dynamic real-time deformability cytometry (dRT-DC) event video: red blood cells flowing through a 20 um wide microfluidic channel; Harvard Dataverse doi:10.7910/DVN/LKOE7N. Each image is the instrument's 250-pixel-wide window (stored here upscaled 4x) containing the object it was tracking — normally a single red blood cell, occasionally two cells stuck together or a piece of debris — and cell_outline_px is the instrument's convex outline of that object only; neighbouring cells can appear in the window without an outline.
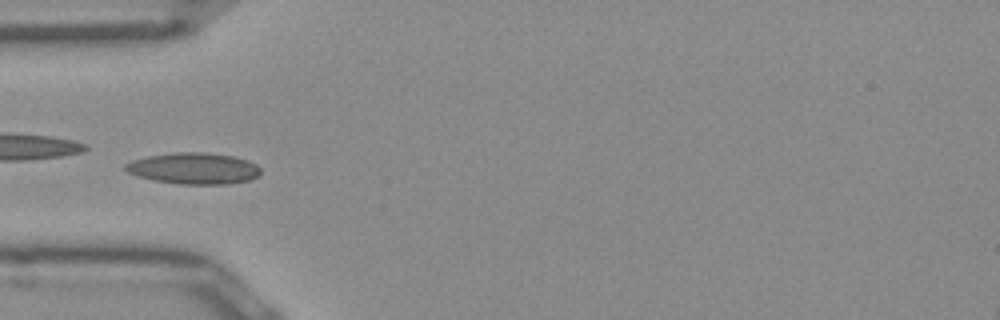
{"species": "Egyptian fruit bat (a non-hibernating species)", "species_latin": "Rousettus aegyptiacus", "temperature_condition": "room temperature", "stored_images_in_passage": 37, "camera_frame_rate_fps": 3000, "um_per_image_px": 0.085, "frame": {"image": 1, "passage_image": 2, "time_ms": 0.333, "image_size_px": [1000, 320], "cell_outline_px": [[260, 172], [256, 176], [248, 180], [224, 184], [180, 184], [152, 180], [128, 172], [124, 168], [124, 164], [132, 160], [148, 156], [176, 152], [200, 152], [232, 156], [248, 160], [256, 164], [260, 168]], "centroid_in_image_um": [16.45, 14.31], "position_along_channel_um": 68.6, "area_um2": 24.45}}
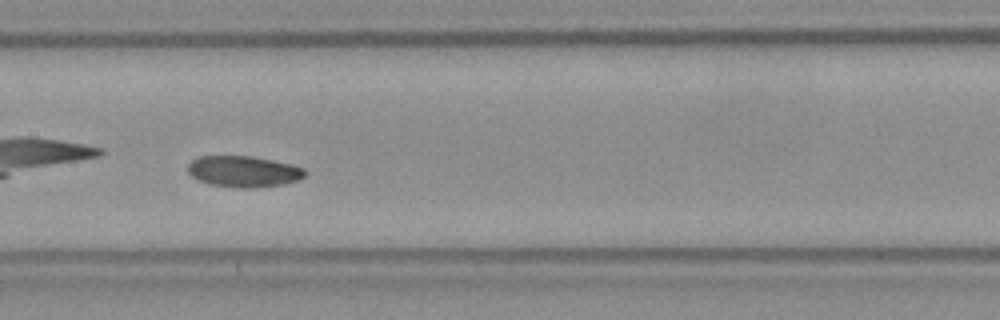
{"frame": {"image": 2, "passage_image": 11, "time_ms": 3.333, "image_size_px": [1000, 320], "cell_outline_px": [[308, 172], [300, 180], [284, 184], [256, 188], [240, 188], [212, 184], [200, 180], [192, 176], [188, 172], [188, 164], [192, 160], [200, 156], [252, 156], [292, 164], [304, 168]], "centroid_in_image_um": [20.76, 14.57], "position_along_channel_um": 186.6, "area_um2": 21.33}}
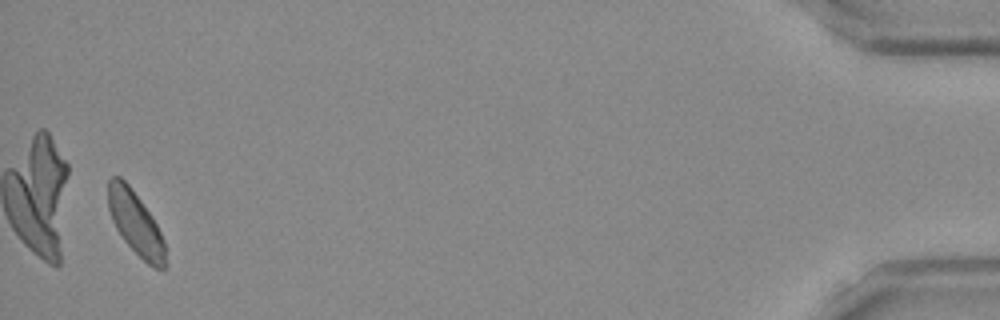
{"frame": {"image": 3, "passage_image": 36, "time_ms": 11.667, "image_size_px": [1000, 320], "cell_outline_px": [[168, 264], [164, 268], [156, 268], [148, 264], [124, 240], [116, 228], [112, 220], [108, 208], [108, 180], [112, 176], [120, 176], [128, 184], [152, 216], [164, 240]], "centroid_in_image_um": [11.54, 18.98], "position_along_channel_um": 423.7, "area_um2": 20.98}}